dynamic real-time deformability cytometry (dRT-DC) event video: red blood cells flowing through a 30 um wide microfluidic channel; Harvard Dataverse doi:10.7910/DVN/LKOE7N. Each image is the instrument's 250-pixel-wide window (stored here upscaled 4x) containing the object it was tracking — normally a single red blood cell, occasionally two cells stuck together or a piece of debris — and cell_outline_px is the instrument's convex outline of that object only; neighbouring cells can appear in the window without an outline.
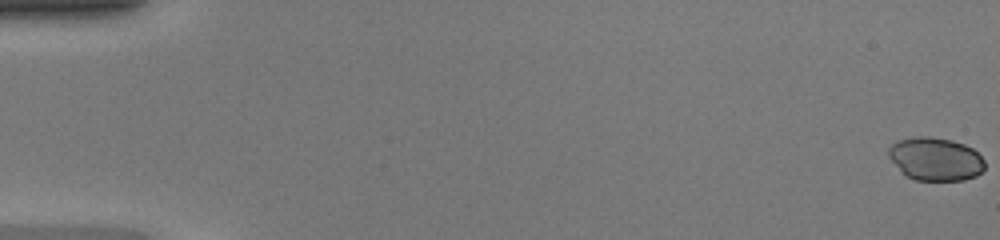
{"species": "common noctule bat (a hibernating species)", "species_latin": "Nyctalus noctula", "temperature_condition": "warm", "stored_images_in_passage": 49, "camera_frame_rate_fps": 3000, "um_per_image_px": 0.085, "animal": {"sex": "female", "body_mass_g": 20.0, "forearm_length_mm": 54.0}, "frame": {"image": 1, "passage_image": 1, "time_ms": 0.0, "image_size_px": [1000, 240], "cell_outline_px": [[984, 168], [976, 176], [964, 180], [916, 180], [908, 176], [888, 156], [888, 148], [896, 140], [912, 136], [928, 136], [952, 140], [964, 144], [972, 148], [984, 160]], "centroid_in_image_um": [79.51, 13.49], "position_along_channel_um": 5.5, "area_um2": 24.04}}
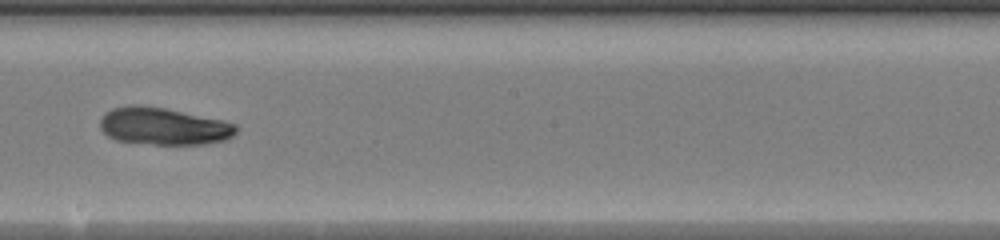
{"frame": {"image": 2, "passage_image": 29, "time_ms": 9.333, "image_size_px": [1000, 240], "cell_outline_px": [[236, 132], [228, 140], [204, 144], [152, 144], [116, 140], [108, 136], [100, 128], [100, 120], [104, 112], [112, 108], [132, 104], [136, 104], [164, 108], [224, 120], [236, 124]], "centroid_in_image_um": [13.89, 10.72], "position_along_channel_um": 234.3, "area_um2": 29.65}}
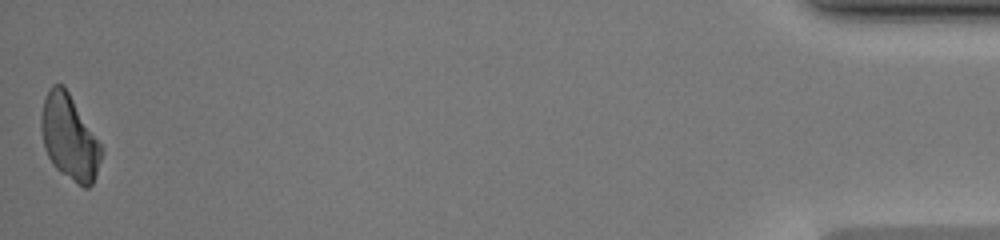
{"frame": {"image": 3, "passage_image": 49, "time_ms": 16.0, "image_size_px": [1000, 240], "cell_outline_px": [[104, 152], [92, 184], [88, 188], [84, 188], [60, 172], [52, 164], [44, 148], [40, 128], [40, 116], [44, 100], [48, 88], [52, 84], [64, 84], [104, 148]], "centroid_in_image_um": [5.9, 11.67], "position_along_channel_um": 429.3, "area_um2": 30.17}, "authors_computed_cell_mechanics": {"area_um2": 29.1312, "velocity_mm_per_s": 4.3087, "shape_relaxation_time_tau1_ms": null, "shape_relaxation_time_tau2_ms": 6.8375, "deformation_change_tau1": null, "deformation_change_tau2": 0.135}}